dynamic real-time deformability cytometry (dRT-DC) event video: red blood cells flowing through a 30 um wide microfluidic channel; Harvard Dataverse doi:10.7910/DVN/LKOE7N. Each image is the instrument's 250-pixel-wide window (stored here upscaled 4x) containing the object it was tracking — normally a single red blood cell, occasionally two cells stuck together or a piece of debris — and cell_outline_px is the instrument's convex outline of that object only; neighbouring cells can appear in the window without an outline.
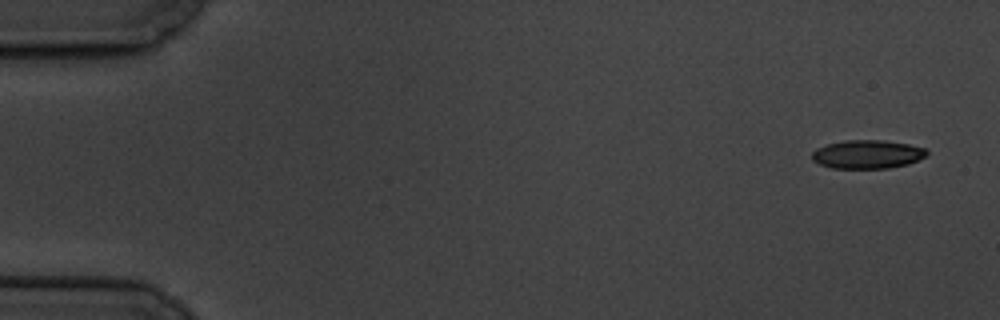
{"species": "common noctule bat (a hibernating species)", "species_latin": "Nyctalus noctula", "temperature_condition": "cold", "stored_images_in_passage": 6, "segment_of_instrument_passage": [1, 2], "camera_frame_rate_fps": 3000, "um_per_image_px": 0.085, "animal": {"sex": "male", "body_mass_g": 19.5, "forearm_length_mm": 54.6}, "frame": {"image": 1, "passage_image": 1, "time_ms": 0.0, "image_size_px": [1000, 320], "cell_outline_px": [[928, 152], [924, 156], [908, 164], [888, 168], [832, 168], [820, 164], [812, 160], [812, 152], [816, 148], [828, 144], [844, 140], [884, 140], [908, 144], [924, 148]], "centroid_in_image_um": [73.69, 13.11], "position_along_channel_um": 11.3, "area_um2": 18.96}}